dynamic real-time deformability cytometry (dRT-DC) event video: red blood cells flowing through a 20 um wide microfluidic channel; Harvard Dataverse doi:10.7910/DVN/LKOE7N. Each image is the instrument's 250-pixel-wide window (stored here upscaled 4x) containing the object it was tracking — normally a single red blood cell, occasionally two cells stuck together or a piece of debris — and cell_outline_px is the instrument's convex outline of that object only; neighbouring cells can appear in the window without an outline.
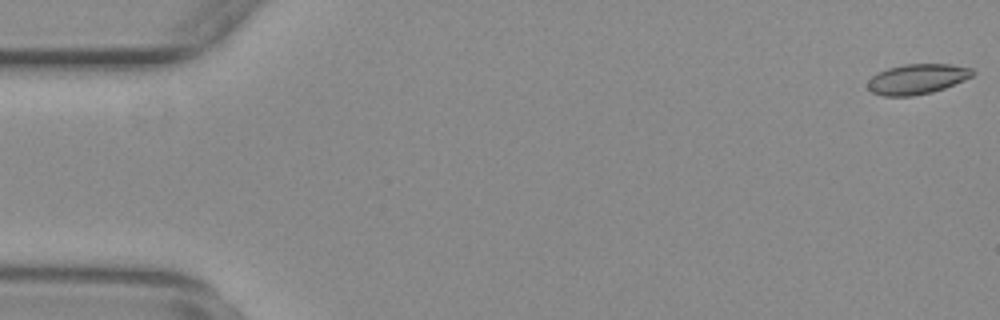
{"species": "common noctule bat (a hibernating species)", "species_latin": "Nyctalus noctula", "temperature_condition": "warm", "stored_images_in_passage": 9, "camera_frame_rate_fps": 3000, "um_per_image_px": 0.085, "animal": {"sex": "female", "body_mass_g": 29.2, "forearm_length_mm": 56.3}, "frame": {"image": 1, "passage_image": 1, "time_ms": 0.0, "image_size_px": [1000, 320], "cell_outline_px": [[976, 72], [972, 76], [964, 80], [944, 88], [932, 92], [912, 96], [884, 96], [872, 92], [868, 88], [868, 80], [872, 76], [888, 68], [904, 64], [952, 64], [972, 68]], "centroid_in_image_um": [77.98, 6.71], "position_along_channel_um": 7.0, "area_um2": 18.38}}